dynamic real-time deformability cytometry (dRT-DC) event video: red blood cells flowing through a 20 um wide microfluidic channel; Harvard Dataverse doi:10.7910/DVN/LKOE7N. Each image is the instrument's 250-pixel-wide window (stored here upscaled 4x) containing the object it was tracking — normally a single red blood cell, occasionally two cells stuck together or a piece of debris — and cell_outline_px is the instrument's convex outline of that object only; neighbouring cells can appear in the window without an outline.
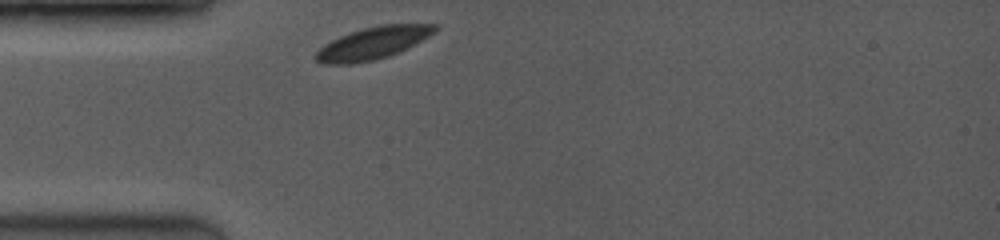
{"species": "common noctule bat (a hibernating species)", "species_latin": "Nyctalus noctula", "temperature_condition": "room temperature", "stored_images_in_passage": 34, "camera_frame_rate_fps": 3500, "um_per_image_px": 0.085, "animal": {"sex": "female", "body_mass_g": 19.0, "forearm_length_mm": 53.3}, "frame": {"image": 1, "passage_image": 1, "time_ms": 0.0, "image_size_px": [1000, 240], "cell_outline_px": [[440, 28], [436, 32], [408, 48], [388, 56], [372, 60], [352, 64], [324, 64], [316, 60], [312, 56], [324, 44], [340, 36], [364, 28], [384, 24], [436, 24]], "centroid_in_image_um": [31.71, 3.66], "position_along_channel_um": 53.3, "area_um2": 22.31}}
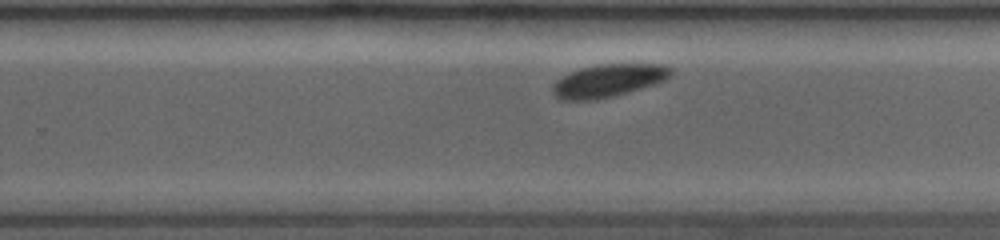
{"frame": {"image": 2, "passage_image": 22, "time_ms": 6.0, "image_size_px": [1000, 240], "cell_outline_px": [[672, 72], [664, 80], [628, 92], [596, 100], [560, 100], [552, 92], [552, 88], [556, 80], [568, 72], [580, 68], [600, 64], [660, 64], [672, 68]], "centroid_in_image_um": [51.65, 6.85], "position_along_channel_um": 278.2, "area_um2": 22.43}}
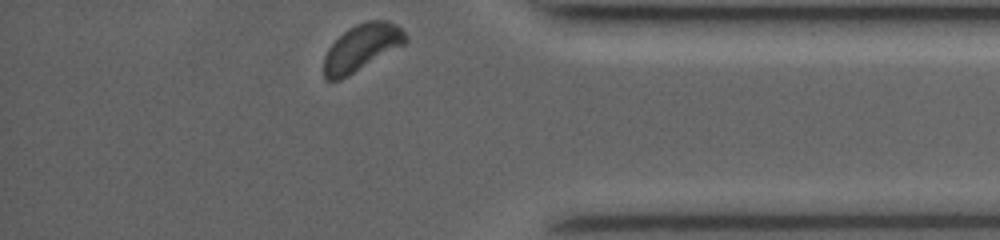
{"frame": {"image": 3, "passage_image": 34, "time_ms": 9.429, "image_size_px": [1000, 240], "cell_outline_px": [[408, 40], [404, 44], [340, 80], [324, 80], [324, 56], [328, 48], [348, 28], [356, 24], [368, 20], [388, 20], [396, 24], [408, 36]], "centroid_in_image_um": [30.73, 4.03], "position_along_channel_um": 404.5, "area_um2": 21.96}, "authors_computed_cell_mechanics": {"area_um2": 22.5709, "velocity_mm_per_s": 3.889, "shape_relaxation_time_tau1_ms": 5.9444, "shape_relaxation_time_tau2_ms": null, "deformation_change_tau1": 0.1097, "deformation_change_tau2": null}}